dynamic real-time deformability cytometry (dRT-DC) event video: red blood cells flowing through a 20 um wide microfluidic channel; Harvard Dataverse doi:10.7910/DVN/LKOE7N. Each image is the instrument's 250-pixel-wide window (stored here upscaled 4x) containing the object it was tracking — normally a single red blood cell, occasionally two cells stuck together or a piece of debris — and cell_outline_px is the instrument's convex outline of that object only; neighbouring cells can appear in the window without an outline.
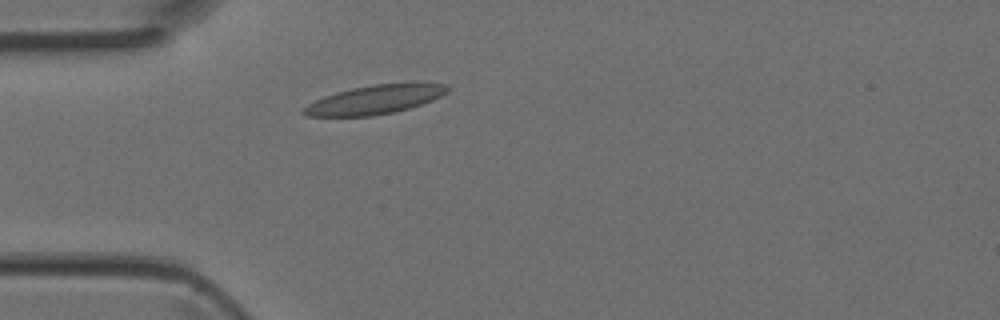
{"species": "Egyptian fruit bat (a non-hibernating species)", "species_latin": "Rousettus aegyptiacus", "temperature_condition": "room temperature", "stored_images_in_passage": 2, "camera_frame_rate_fps": 3000, "um_per_image_px": 0.085, "animal": {"sex": "female"}, "frame": {"image": 1, "passage_image": 2, "time_ms": 0.333, "image_size_px": [1000, 320], "cell_outline_px": [[452, 88], [448, 92], [432, 100], [408, 108], [392, 112], [372, 116], [308, 116], [300, 112], [300, 108], [324, 96], [336, 92], [352, 88], [372, 84], [444, 84]], "centroid_in_image_um": [31.79, 8.48], "position_along_channel_um": 53.2, "area_um2": 23.81}}